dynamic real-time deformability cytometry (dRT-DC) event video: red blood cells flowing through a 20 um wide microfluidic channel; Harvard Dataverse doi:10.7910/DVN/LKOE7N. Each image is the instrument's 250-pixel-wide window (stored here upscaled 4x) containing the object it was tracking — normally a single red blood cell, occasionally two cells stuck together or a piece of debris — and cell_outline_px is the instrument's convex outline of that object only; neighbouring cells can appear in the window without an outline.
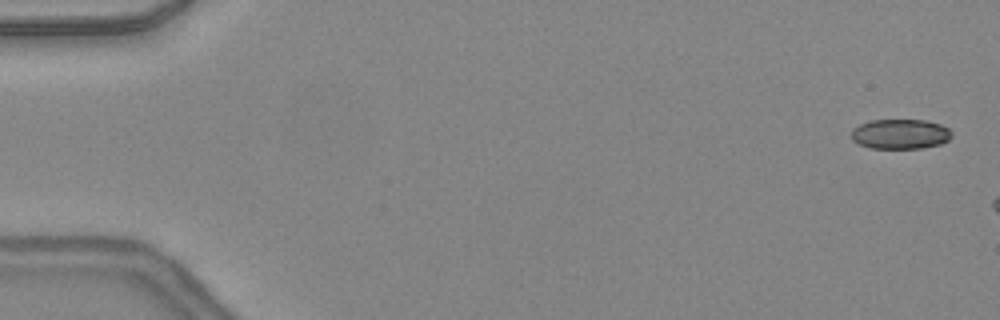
{"species": "common noctule bat (a hibernating species)", "species_latin": "Nyctalus noctula", "temperature_condition": "warm", "stored_images_in_passage": 7, "camera_frame_rate_fps": 3000, "um_per_image_px": 0.085, "animal": {"sex": "female", "body_mass_g": 24.6, "forearm_length_mm": 56.2}, "frame": {"image": 1, "passage_image": 2, "time_ms": 0.333, "image_size_px": [1000, 320], "cell_outline_px": [[952, 136], [948, 140], [940, 144], [920, 148], [872, 148], [860, 144], [852, 140], [852, 128], [860, 124], [872, 120], [924, 120], [940, 124], [948, 128], [952, 132]], "centroid_in_image_um": [76.53, 11.39], "position_along_channel_um": 8.5, "area_um2": 17.4}}